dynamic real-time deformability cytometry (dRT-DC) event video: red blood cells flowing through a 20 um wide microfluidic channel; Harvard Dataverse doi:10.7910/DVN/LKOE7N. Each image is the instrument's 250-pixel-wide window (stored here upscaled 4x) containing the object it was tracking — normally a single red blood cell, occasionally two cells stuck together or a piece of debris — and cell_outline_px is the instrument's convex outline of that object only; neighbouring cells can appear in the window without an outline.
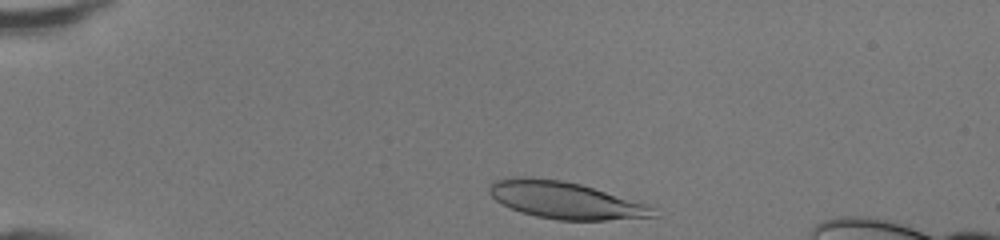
{"species": "human", "species_latin": "Homo sapiens", "temperature_condition": "room temperature", "stored_images_in_passage": 34, "camera_frame_rate_fps": 3000, "um_per_image_px": 0.085, "donor": {"sex": "female"}, "frame": {"image": 1, "passage_image": 2, "time_ms": 0.333, "image_size_px": [1000, 240], "cell_outline_px": [[660, 216], [608, 220], [556, 220], [536, 216], [520, 212], [500, 204], [488, 192], [488, 188], [496, 180], [524, 176], [560, 180], [580, 184], [648, 204]], "centroid_in_image_um": [48.05, 17.03], "position_along_channel_um": 37.0, "area_um2": 35.26}}
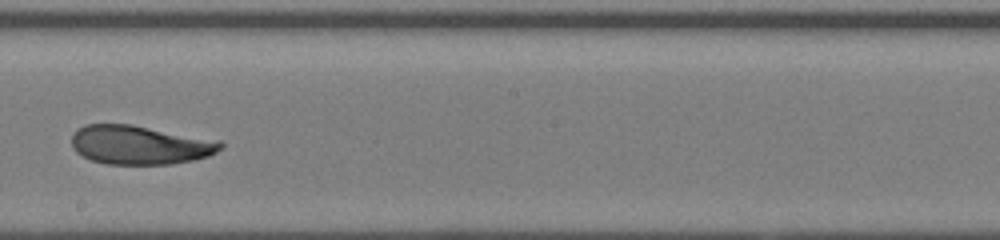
{"frame": {"image": 2, "passage_image": 20, "time_ms": 6.333, "image_size_px": [1000, 240], "cell_outline_px": [[224, 148], [208, 156], [196, 160], [172, 164], [108, 164], [92, 160], [76, 152], [72, 148], [72, 132], [84, 124], [132, 124], [220, 140], [224, 144]], "centroid_in_image_um": [11.92, 12.31], "position_along_channel_um": 236.3, "area_um2": 34.16}}
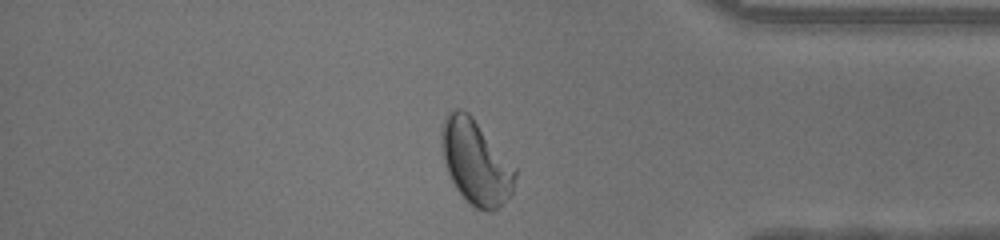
{"frame": {"image": 3, "passage_image": 32, "time_ms": 10.333, "image_size_px": [1000, 240], "cell_outline_px": [[516, 176], [512, 192], [492, 212], [488, 212], [476, 208], [456, 188], [448, 176], [444, 164], [440, 140], [440, 128], [444, 116], [448, 112], [456, 108], [460, 108], [468, 112], [472, 116], [516, 168]], "centroid_in_image_um": [40.39, 13.73], "position_along_channel_um": 394.8, "area_um2": 36.18}, "authors_computed_cell_mechanics": {"area_um2": 34.5066, "velocity_mm_per_s": 4.3413, "shape_relaxation_time_tau1_ms": 4.9251, "shape_relaxation_time_tau2_ms": 1.3667, "deformation_change_tau1": 0.2004, "deformation_change_tau2": 0.0681}}